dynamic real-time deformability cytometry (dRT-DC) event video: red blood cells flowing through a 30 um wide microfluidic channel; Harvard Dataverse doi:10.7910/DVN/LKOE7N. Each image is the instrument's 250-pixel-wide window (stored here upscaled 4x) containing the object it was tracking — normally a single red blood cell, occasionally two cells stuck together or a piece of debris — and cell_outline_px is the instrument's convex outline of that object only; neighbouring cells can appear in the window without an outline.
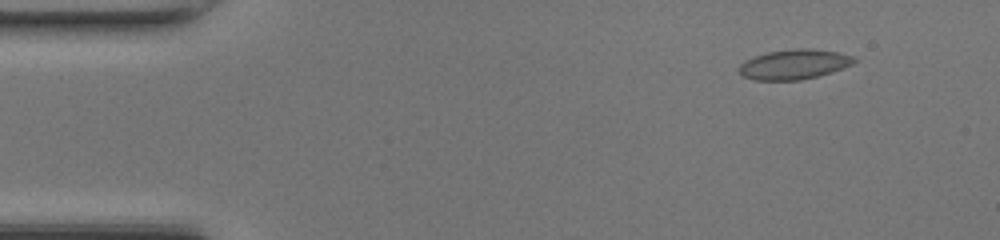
{"species": "common noctule bat (a hibernating species)", "species_latin": "Nyctalus noctula", "temperature_condition": "room temperature", "stored_images_in_passage": 48, "camera_frame_rate_fps": 3000, "um_per_image_px": 0.085, "animal": {"sex": "female", "body_mass_g": 17.0, "forearm_length_mm": 48.0}, "frame": {"image": 1, "passage_image": 5, "time_ms": 1.333, "image_size_px": [1000, 240], "cell_outline_px": [[856, 60], [852, 64], [844, 68], [832, 72], [800, 80], [752, 80], [744, 76], [736, 68], [744, 60], [768, 52], [796, 48], [808, 48], [840, 52], [852, 56]], "centroid_in_image_um": [67.48, 5.47], "position_along_channel_um": 17.5, "area_um2": 20.06}}
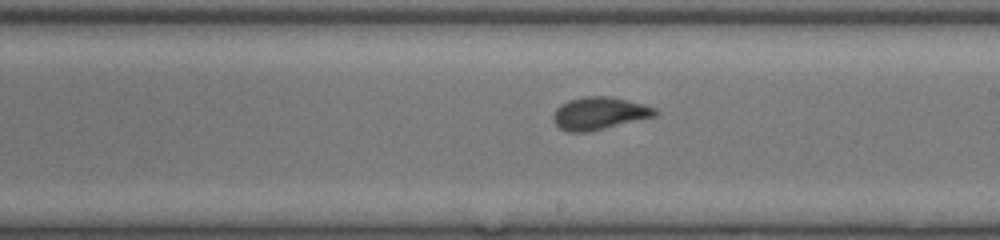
{"frame": {"image": 2, "passage_image": 27, "time_ms": 8.667, "image_size_px": [1000, 240], "cell_outline_px": [[660, 112], [656, 116], [588, 132], [568, 132], [560, 128], [556, 124], [552, 116], [556, 108], [560, 104], [568, 100], [588, 96], [608, 96], [644, 104], [656, 108]], "centroid_in_image_um": [50.95, 9.63], "position_along_channel_um": 238.1, "area_um2": 19.31}}
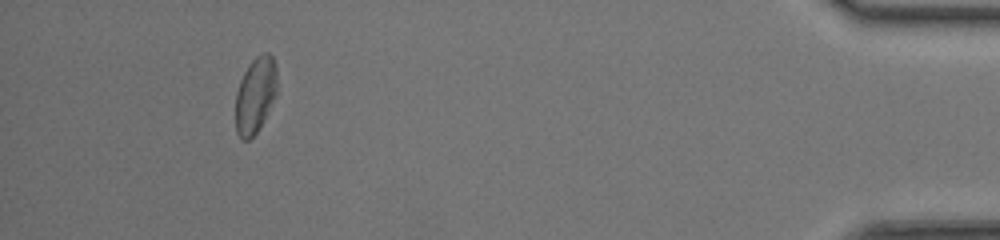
{"frame": {"image": 3, "passage_image": 44, "time_ms": 14.333, "image_size_px": [1000, 240], "cell_outline_px": [[276, 92], [256, 132], [248, 140], [244, 140], [236, 132], [236, 92], [240, 80], [244, 72], [252, 60], [256, 56], [264, 52], [268, 52], [272, 56], [276, 68]], "centroid_in_image_um": [21.68, 8.03], "position_along_channel_um": 413.5, "area_um2": 17.8}, "authors_computed_cell_mechanics": {"area_um2": 19.1318, "velocity_mm_per_s": 4.3418, "shape_relaxation_time_tau1_ms": 6.5956, "shape_relaxation_time_tau2_ms": 1.1083, "deformation_change_tau1": 0.1384, "deformation_change_tau2": 0.0618}}